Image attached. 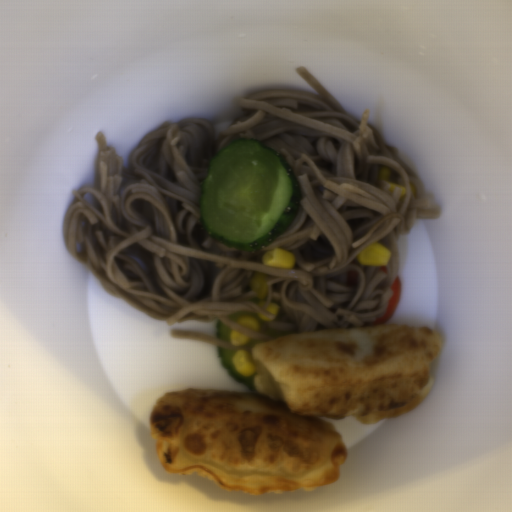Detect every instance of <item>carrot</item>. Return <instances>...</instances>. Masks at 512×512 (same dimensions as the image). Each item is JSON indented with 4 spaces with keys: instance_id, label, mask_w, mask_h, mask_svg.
<instances>
[{
    "instance_id": "1",
    "label": "carrot",
    "mask_w": 512,
    "mask_h": 512,
    "mask_svg": "<svg viewBox=\"0 0 512 512\" xmlns=\"http://www.w3.org/2000/svg\"><path fill=\"white\" fill-rule=\"evenodd\" d=\"M390 287L392 289V293L390 299L387 301L386 311L380 318H376V320L372 323L373 326H384L388 321L392 319L397 309L402 289L401 281L398 276Z\"/></svg>"
}]
</instances>
